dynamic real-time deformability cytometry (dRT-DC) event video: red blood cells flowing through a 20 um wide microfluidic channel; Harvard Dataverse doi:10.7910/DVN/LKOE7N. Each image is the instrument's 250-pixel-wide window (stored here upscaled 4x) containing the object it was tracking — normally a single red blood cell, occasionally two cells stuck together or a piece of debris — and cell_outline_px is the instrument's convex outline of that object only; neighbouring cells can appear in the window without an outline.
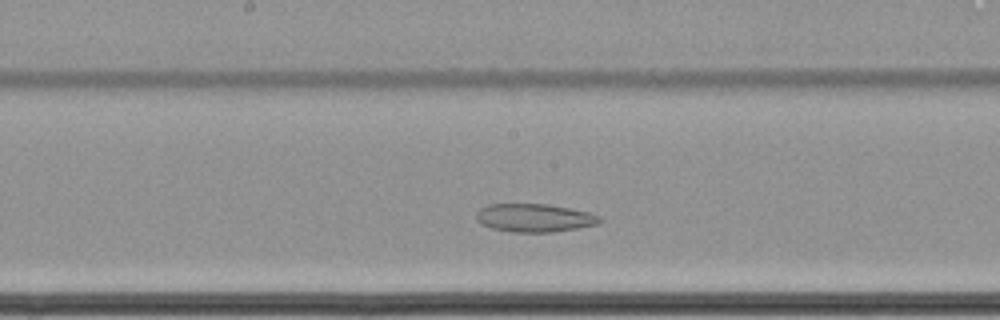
{"species": "common noctule bat (a hibernating species)", "species_latin": "Nyctalus noctula", "temperature_condition": "cold", "stored_images_in_passage": 40, "camera_frame_rate_fps": 3000, "um_per_image_px": 0.085, "animal": {"sex": "female", "body_mass_g": 22.7, "forearm_length_mm": 54.2}, "frame": {"image": 1, "passage_image": 20, "time_ms": 6.333, "image_size_px": [1000, 320], "cell_outline_px": [[604, 220], [596, 224], [576, 228], [552, 232], [512, 232], [492, 228], [480, 224], [476, 220], [476, 212], [480, 208], [488, 204], [548, 204], [592, 212], [600, 216]], "centroid_in_image_um": [45.42, 18.51], "position_along_channel_um": 202.8, "area_um2": 20.46}}
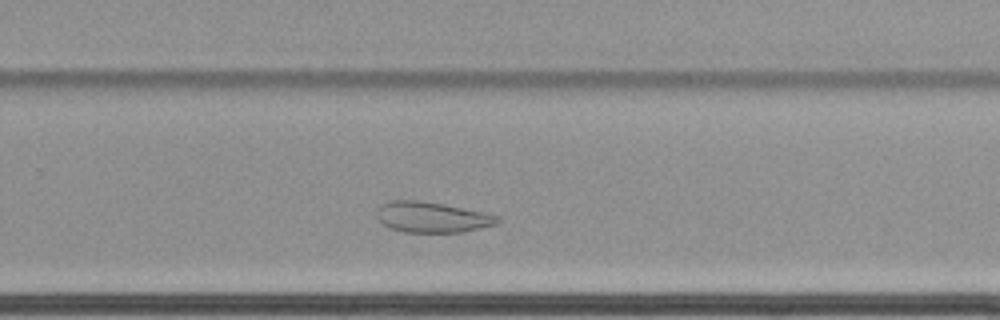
{"frame": {"image": 2, "passage_image": 28, "time_ms": 9.0, "image_size_px": [1000, 320], "cell_outline_px": [[500, 220], [496, 224], [460, 232], [404, 232], [392, 228], [384, 224], [376, 216], [376, 208], [380, 204], [388, 200], [420, 200], [444, 204], [484, 212], [500, 216]], "centroid_in_image_um": [36.69, 18.44], "position_along_channel_um": 293.1, "area_um2": 21.56}}
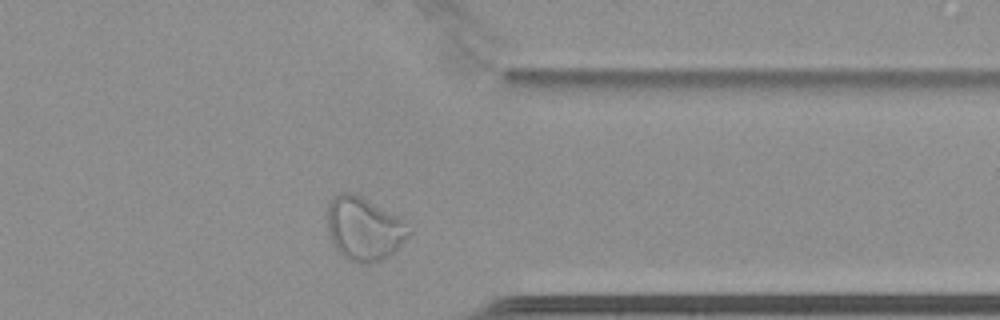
{"frame": {"image": 3, "passage_image": 36, "time_ms": 11.667, "image_size_px": [1000, 320], "cell_outline_px": [[412, 232], [384, 260], [364, 264], [360, 264], [348, 260], [332, 244], [328, 232], [328, 204], [340, 192], [348, 192], [360, 196], [400, 216], [404, 220]], "centroid_in_image_um": [30.95, 19.45], "position_along_channel_um": 380.5, "area_um2": 30.0}, "authors_computed_cell_mechanics": {"area_um2": 23.7847, "velocity_mm_per_s": 3.3792, "shape_relaxation_time_tau1_ms": null, "shape_relaxation_time_tau2_ms": 7.2906, "deformation_change_tau1": null, "deformation_change_tau2": 0.109}}